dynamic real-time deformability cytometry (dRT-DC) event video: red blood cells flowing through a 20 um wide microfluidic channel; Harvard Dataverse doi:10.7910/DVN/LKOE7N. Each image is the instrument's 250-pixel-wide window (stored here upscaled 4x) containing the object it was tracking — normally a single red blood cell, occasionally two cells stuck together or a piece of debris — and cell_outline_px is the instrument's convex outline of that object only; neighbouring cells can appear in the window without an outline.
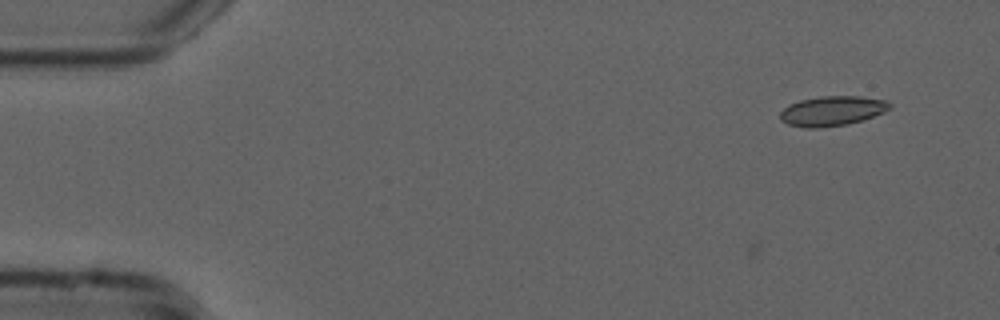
{"species": "common noctule bat (a hibernating species)", "species_latin": "Nyctalus noctula", "temperature_condition": "cold", "stored_images_in_passage": 9, "camera_frame_rate_fps": 3000, "um_per_image_px": 0.085, "animal": {"sex": "male", "forearm_length_mm": 52.5}, "frame": {"image": 1, "passage_image": 9, "time_ms": 2.667, "image_size_px": [1000, 320], "cell_outline_px": [[892, 108], [884, 112], [848, 124], [820, 128], [808, 128], [788, 124], [780, 120], [780, 112], [784, 108], [800, 100], [820, 96], [860, 96], [888, 100], [892, 104]], "centroid_in_image_um": [70.76, 9.42], "position_along_channel_um": 14.2, "area_um2": 19.02}}